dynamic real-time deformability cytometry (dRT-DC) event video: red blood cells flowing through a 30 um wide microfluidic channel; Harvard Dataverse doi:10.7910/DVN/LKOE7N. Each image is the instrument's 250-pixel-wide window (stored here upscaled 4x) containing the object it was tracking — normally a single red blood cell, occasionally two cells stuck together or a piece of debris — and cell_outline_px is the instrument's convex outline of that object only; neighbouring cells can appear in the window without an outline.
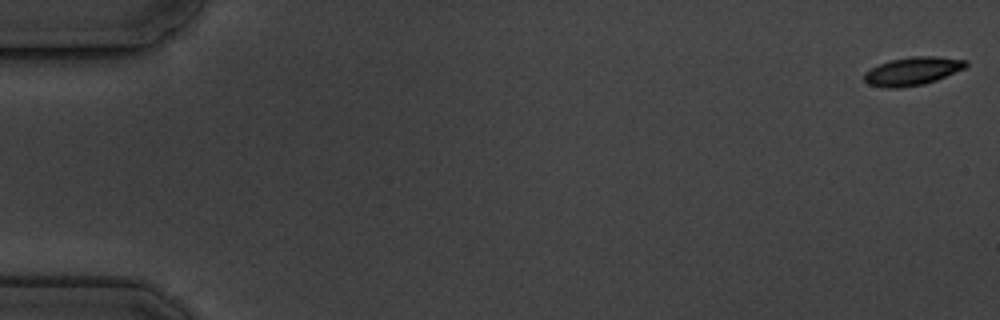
{"species": "common noctule bat (a hibernating species)", "species_latin": "Nyctalus noctula", "temperature_condition": "cold", "stored_images_in_passage": 6, "camera_frame_rate_fps": 3000, "um_per_image_px": 0.085, "animal": {"sex": "male", "body_mass_g": 19.5, "forearm_length_mm": 54.6}, "frame": {"image": 1, "passage_image": 1, "time_ms": 0.0, "image_size_px": [1000, 320], "cell_outline_px": [[968, 64], [964, 68], [936, 80], [924, 84], [900, 88], [884, 88], [868, 84], [864, 80], [864, 72], [880, 64], [892, 60], [912, 56], [936, 56], [968, 60]], "centroid_in_image_um": [77.56, 6.05], "position_along_channel_um": 7.4, "area_um2": 16.65}}
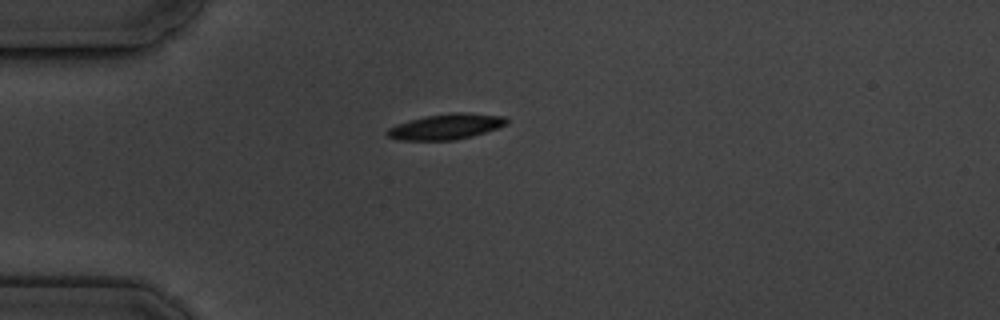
{"frame": {"image": 2, "passage_image": 5, "time_ms": 5.0, "image_size_px": [1000, 320], "cell_outline_px": [[508, 124], [472, 136], [456, 140], [400, 140], [388, 136], [384, 132], [388, 128], [396, 124], [408, 120], [424, 116], [452, 112], [460, 112], [504, 116], [508, 120]], "centroid_in_image_um": [37.88, 10.76], "position_along_channel_um": 47.1, "area_um2": 17.8}}